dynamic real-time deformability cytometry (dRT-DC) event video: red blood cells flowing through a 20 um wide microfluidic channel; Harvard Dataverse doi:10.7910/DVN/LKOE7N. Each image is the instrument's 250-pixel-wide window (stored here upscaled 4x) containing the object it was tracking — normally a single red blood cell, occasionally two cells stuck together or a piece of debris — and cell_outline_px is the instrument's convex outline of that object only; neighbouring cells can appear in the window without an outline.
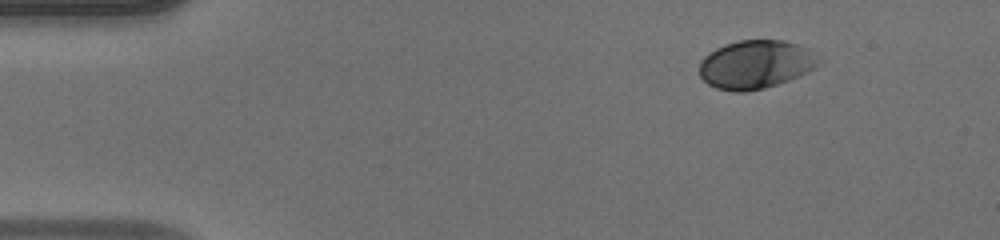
{"species": "human", "species_latin": "Homo sapiens", "temperature_condition": "warm", "stored_images_in_passage": 44, "camera_frame_rate_fps": 3000, "um_per_image_px": 0.085, "donor": {"sex": "male"}, "frame": {"image": 1, "passage_image": 1, "time_ms": 0.0, "image_size_px": [1000, 240], "cell_outline_px": [[824, 60], [816, 68], [800, 76], [764, 88], [744, 92], [736, 92], [716, 88], [708, 84], [700, 76], [700, 60], [708, 52], [724, 44], [740, 40], [784, 40], [808, 48], [824, 56]], "centroid_in_image_um": [64.3, 5.46], "position_along_channel_um": 20.7, "area_um2": 34.28}}
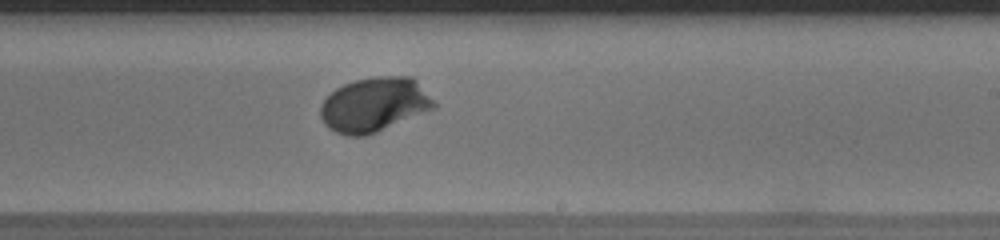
{"frame": {"image": 2, "passage_image": 25, "time_ms": 8.0, "image_size_px": [1000, 240], "cell_outline_px": [[436, 108], [376, 132], [364, 136], [348, 136], [336, 132], [328, 128], [324, 124], [320, 116], [320, 104], [336, 88], [344, 84], [356, 80], [376, 76], [412, 76], [416, 80], [436, 104]], "centroid_in_image_um": [31.8, 8.9], "position_along_channel_um": 257.2, "area_um2": 35.84}}
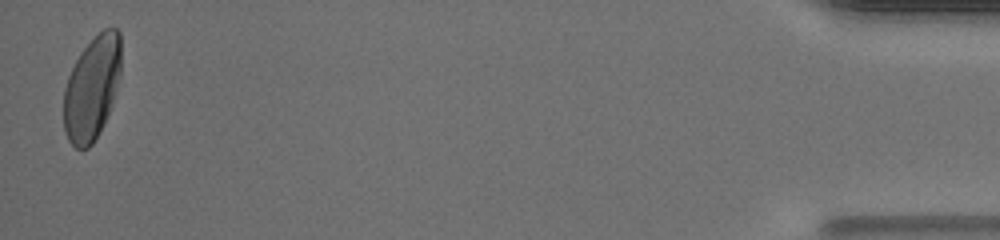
{"frame": {"image": 3, "passage_image": 44, "time_ms": 14.333, "image_size_px": [1000, 240], "cell_outline_px": [[120, 76], [108, 112], [92, 144], [88, 148], [76, 148], [68, 140], [64, 128], [64, 88], [68, 76], [80, 52], [104, 28], [116, 28], [120, 32]], "centroid_in_image_um": [7.8, 7.46], "position_along_channel_um": 427.4, "area_um2": 34.04}, "authors_computed_cell_mechanics": {"area_um2": 33.9286, "velocity_mm_per_s": 4.1191, "shape_relaxation_time_tau1_ms": 1.8436, "shape_relaxation_time_tau2_ms": null, "deformation_change_tau1": 0.1382, "deformation_change_tau2": null}}